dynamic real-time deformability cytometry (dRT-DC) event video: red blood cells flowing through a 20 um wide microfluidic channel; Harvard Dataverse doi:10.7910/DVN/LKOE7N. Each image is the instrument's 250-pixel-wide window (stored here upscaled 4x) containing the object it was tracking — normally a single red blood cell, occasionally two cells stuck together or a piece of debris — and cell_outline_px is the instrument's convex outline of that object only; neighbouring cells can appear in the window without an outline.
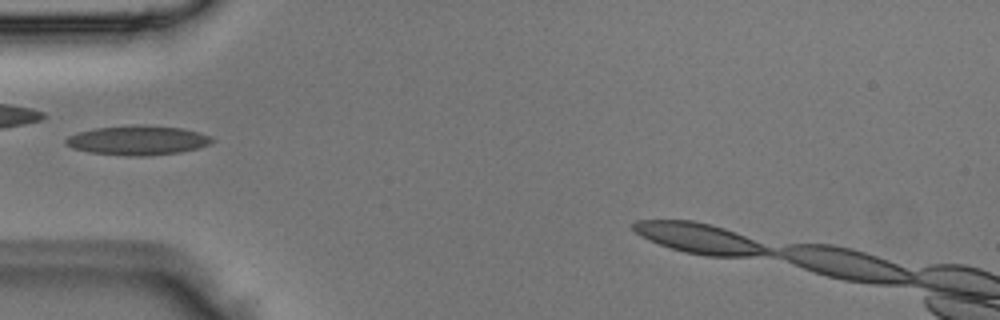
{"species": "Egyptian fruit bat (a non-hibernating species)", "species_latin": "Rousettus aegyptiacus", "temperature_condition": "room temperature", "stored_images_in_passage": 2, "camera_frame_rate_fps": 3000, "um_per_image_px": 0.085, "animal": {"sex": "male"}, "frame": {"image": 1, "passage_image": 2, "time_ms": 0.333, "image_size_px": [1000, 320], "cell_outline_px": [[216, 140], [212, 144], [180, 152], [148, 156], [128, 156], [88, 152], [72, 148], [64, 144], [64, 140], [68, 136], [76, 132], [96, 128], [140, 124], [144, 124], [184, 128], [200, 132], [212, 136]], "centroid_in_image_um": [11.73, 11.92], "position_along_channel_um": 73.3, "area_um2": 25.55}}